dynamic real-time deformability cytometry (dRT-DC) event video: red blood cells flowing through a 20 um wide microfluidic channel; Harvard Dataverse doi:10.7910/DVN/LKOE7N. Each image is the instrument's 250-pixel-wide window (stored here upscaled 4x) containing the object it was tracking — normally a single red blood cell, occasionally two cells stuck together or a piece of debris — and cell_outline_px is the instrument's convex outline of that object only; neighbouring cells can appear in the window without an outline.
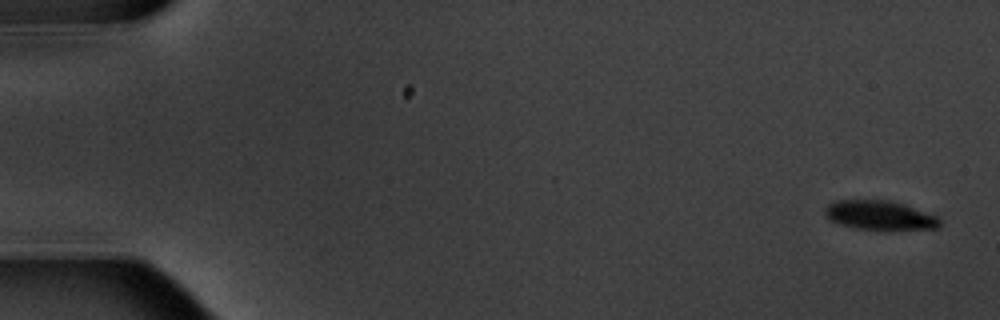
{"species": "common noctule bat (a hibernating species)", "species_latin": "Nyctalus noctula", "temperature_condition": "warm", "stored_images_in_passage": 2, "camera_frame_rate_fps": 3000, "um_per_image_px": 0.085, "animal": {"sex": "male", "body_mass_g": 20.1, "forearm_length_mm": 53.5}, "frame": {"image": 1, "passage_image": 2, "time_ms": 2.0, "image_size_px": [1000, 320], "cell_outline_px": [[940, 224], [936, 228], [888, 232], [884, 232], [856, 228], [840, 224], [832, 220], [824, 212], [824, 208], [828, 204], [836, 200], [892, 200], [904, 204], [936, 216], [940, 220]], "centroid_in_image_um": [74.8, 18.33], "position_along_channel_um": 10.2, "area_um2": 20.06}}